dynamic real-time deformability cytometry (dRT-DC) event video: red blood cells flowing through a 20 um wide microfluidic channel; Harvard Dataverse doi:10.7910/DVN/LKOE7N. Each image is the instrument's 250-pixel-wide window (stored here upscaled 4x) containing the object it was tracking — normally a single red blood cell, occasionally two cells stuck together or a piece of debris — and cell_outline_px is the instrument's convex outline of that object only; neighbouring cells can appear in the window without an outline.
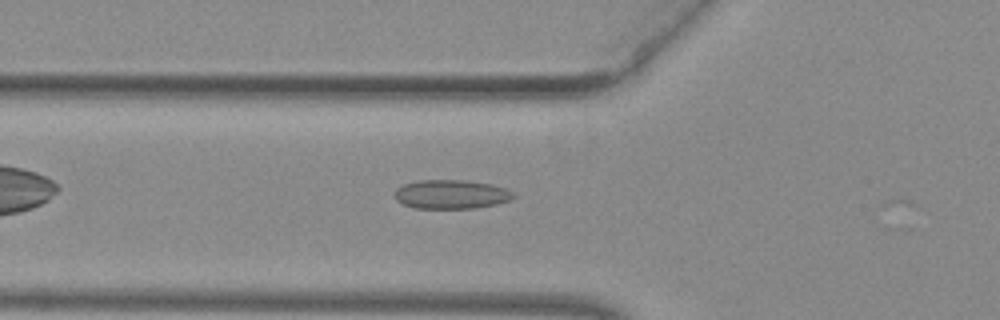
{"species": "common noctule bat (a hibernating species)", "species_latin": "Nyctalus noctula", "temperature_condition": "warm", "stored_images_in_passage": 33, "camera_frame_rate_fps": 3000, "um_per_image_px": 0.085, "animal": {"sex": "female", "body_mass_g": 29.2, "forearm_length_mm": 56.3}, "frame": {"image": 1, "passage_image": 7, "time_ms": 2.0, "image_size_px": [1000, 320], "cell_outline_px": [[516, 196], [512, 200], [496, 204], [476, 208], [412, 208], [396, 200], [396, 188], [404, 184], [416, 180], [468, 180], [492, 184], [504, 188], [512, 192]], "centroid_in_image_um": [38.37, 16.51], "position_along_channel_um": 87.4, "area_um2": 20.17}}
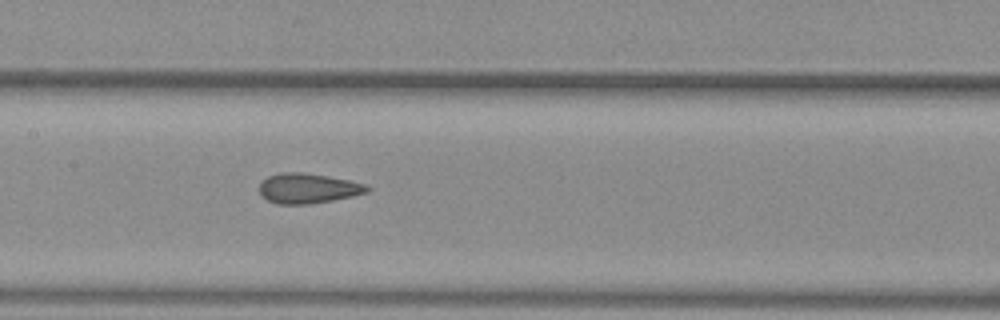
{"frame": {"image": 2, "passage_image": 14, "time_ms": 4.333, "image_size_px": [1000, 320], "cell_outline_px": [[372, 188], [368, 192], [352, 196], [332, 200], [308, 204], [276, 204], [268, 200], [260, 192], [260, 184], [268, 176], [280, 172], [300, 172], [328, 176], [348, 180], [364, 184]], "centroid_in_image_um": [26.18, 16.0], "position_along_channel_um": 181.2, "area_um2": 18.67}}
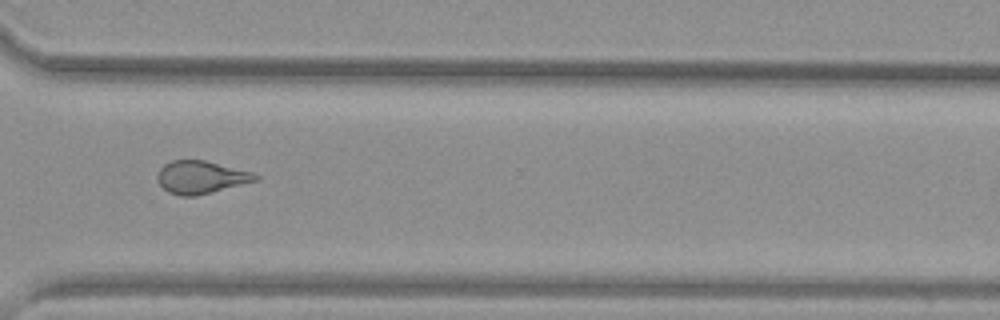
{"frame": {"image": 3, "passage_image": 27, "time_ms": 8.667, "image_size_px": [1000, 320], "cell_outline_px": [[260, 180], [196, 196], [180, 196], [168, 192], [156, 180], [156, 176], [160, 168], [164, 164], [172, 160], [204, 160], [252, 172], [260, 176]], "centroid_in_image_um": [17.08, 15.07], "position_along_channel_um": 353.5, "area_um2": 18.79}}